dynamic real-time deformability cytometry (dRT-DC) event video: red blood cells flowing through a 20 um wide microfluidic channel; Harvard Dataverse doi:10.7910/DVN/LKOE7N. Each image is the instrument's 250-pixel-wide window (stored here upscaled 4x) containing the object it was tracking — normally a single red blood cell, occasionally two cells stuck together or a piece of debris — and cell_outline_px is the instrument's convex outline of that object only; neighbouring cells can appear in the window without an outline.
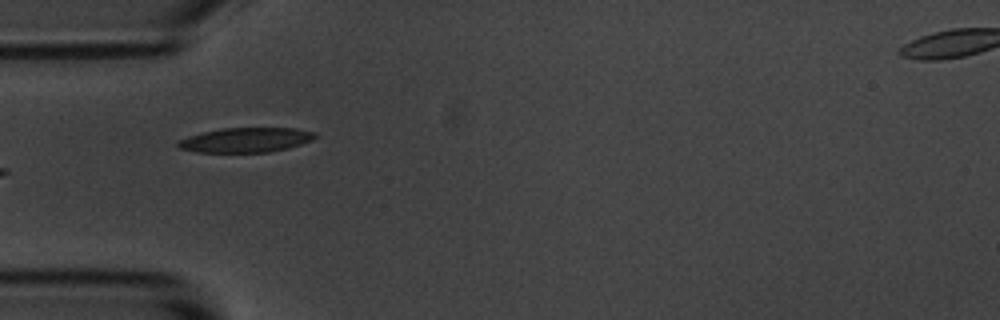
{"species": "common noctule bat (a hibernating species)", "species_latin": "Nyctalus noctula", "temperature_condition": "room temperature", "stored_images_in_passage": 2, "camera_frame_rate_fps": 3000, "um_per_image_px": 0.085, "animal": {"sex": "male", "body_mass_g": 20.1, "forearm_length_mm": 53.5}, "frame": {"image": 1, "passage_image": 1, "time_ms": 0.0, "image_size_px": [1000, 320], "cell_outline_px": [[316, 136], [312, 140], [288, 148], [268, 152], [196, 152], [180, 148], [176, 144], [180, 140], [188, 136], [200, 132], [220, 128], [296, 128], [316, 132]], "centroid_in_image_um": [20.89, 11.89], "position_along_channel_um": 64.1, "area_um2": 19.71}}